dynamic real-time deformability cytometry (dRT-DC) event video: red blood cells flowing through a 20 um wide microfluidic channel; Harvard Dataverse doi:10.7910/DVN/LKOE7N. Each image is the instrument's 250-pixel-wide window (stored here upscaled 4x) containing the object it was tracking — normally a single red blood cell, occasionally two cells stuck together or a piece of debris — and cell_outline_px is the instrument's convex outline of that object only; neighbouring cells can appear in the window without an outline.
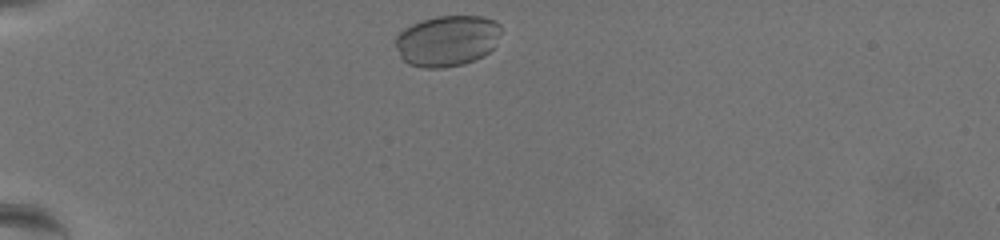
{"species": "common noctule bat (a hibernating species)", "species_latin": "Nyctalus noctula", "temperature_condition": "warm", "stored_images_in_passage": 38, "camera_frame_rate_fps": 3000, "um_per_image_px": 0.085, "animal": {"sex": "female", "body_mass_g": 19.5, "forearm_length_mm": 54.1}, "frame": {"image": 1, "passage_image": 2, "time_ms": 0.333, "image_size_px": [1000, 240], "cell_outline_px": [[500, 32], [496, 44], [484, 56], [464, 64], [444, 68], [424, 68], [408, 64], [400, 56], [396, 48], [396, 36], [404, 28], [412, 24], [436, 16], [484, 16], [496, 20], [500, 24]], "centroid_in_image_um": [38.02, 3.47], "position_along_channel_um": 47.0, "area_um2": 31.5}}
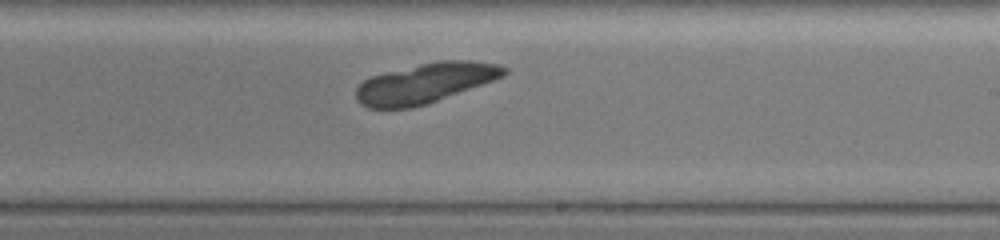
{"frame": {"image": 2, "passage_image": 24, "time_ms": 7.667, "image_size_px": [1000, 240], "cell_outline_px": [[508, 72], [504, 76], [436, 100], [412, 108], [368, 108], [360, 104], [356, 100], [356, 88], [364, 80], [372, 76], [420, 64], [440, 60], [472, 60], [500, 64], [508, 68]], "centroid_in_image_um": [36.15, 7.05], "position_along_channel_um": 252.9, "area_um2": 33.99}}
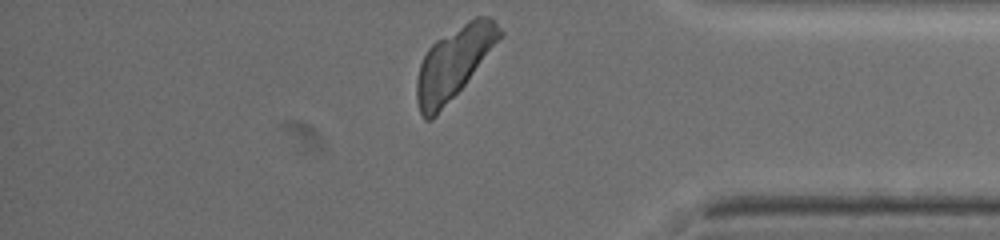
{"frame": {"image": 3, "passage_image": 38, "time_ms": 12.333, "image_size_px": [1000, 240], "cell_outline_px": [[504, 32], [464, 84], [436, 116], [432, 120], [424, 120], [420, 112], [416, 100], [416, 80], [420, 64], [428, 48], [436, 40], [468, 20], [476, 16], [488, 16]], "centroid_in_image_um": [38.51, 5.36], "position_along_channel_um": 396.7, "area_um2": 33.76}}